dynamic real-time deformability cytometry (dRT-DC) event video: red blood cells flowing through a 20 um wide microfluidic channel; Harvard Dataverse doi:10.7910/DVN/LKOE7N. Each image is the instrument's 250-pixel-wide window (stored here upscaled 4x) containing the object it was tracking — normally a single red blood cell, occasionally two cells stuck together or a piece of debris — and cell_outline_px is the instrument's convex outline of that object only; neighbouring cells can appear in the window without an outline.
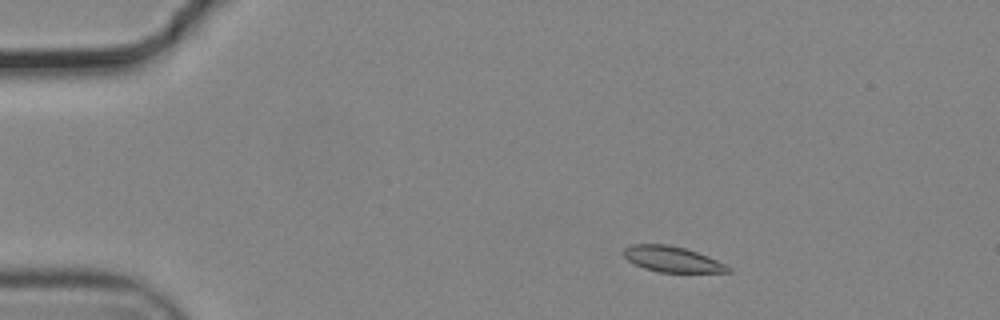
{"species": "common noctule bat (a hibernating species)", "species_latin": "Nyctalus noctula", "temperature_condition": "cold", "stored_images_in_passage": 53, "camera_frame_rate_fps": 3000, "um_per_image_px": 0.085, "animal": {"sex": "male", "body_mass_g": 19.2, "forearm_length_mm": 51.8}, "frame": {"image": 1, "passage_image": 7, "time_ms": 2.0, "image_size_px": [1000, 320], "cell_outline_px": [[732, 272], [660, 272], [644, 268], [628, 260], [624, 256], [624, 248], [632, 244], [668, 244], [684, 248], [708, 256], [732, 268]], "centroid_in_image_um": [57.14, 22.03], "position_along_channel_um": 27.9, "area_um2": 15.43}}
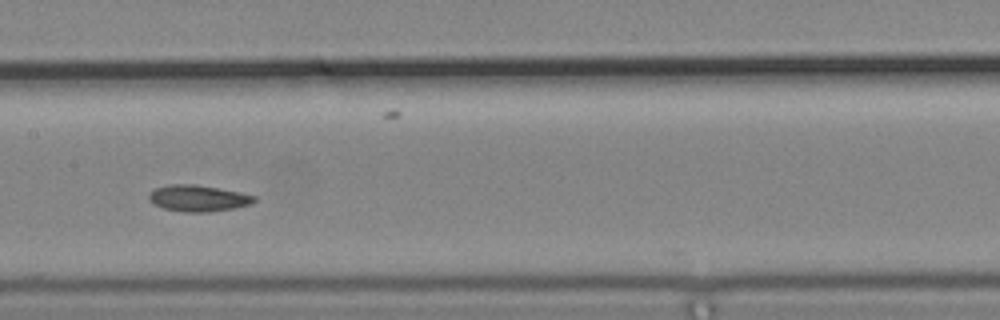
{"frame": {"image": 2, "passage_image": 26, "time_ms": 8.333, "image_size_px": [1000, 320], "cell_outline_px": [[256, 200], [252, 204], [236, 208], [208, 212], [184, 212], [164, 208], [152, 204], [148, 196], [156, 188], [168, 184], [192, 184], [240, 192], [256, 196]], "centroid_in_image_um": [16.86, 16.86], "position_along_channel_um": 190.5, "area_um2": 16.13}}
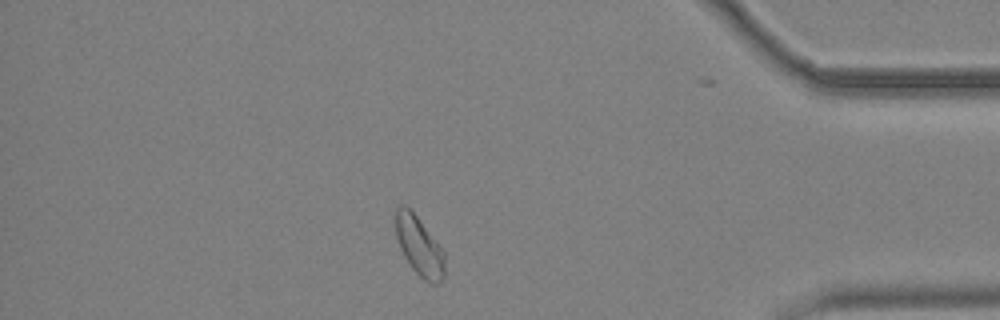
{"frame": {"image": 3, "passage_image": 46, "time_ms": 15.0, "image_size_px": [1000, 320], "cell_outline_px": [[444, 276], [440, 284], [428, 284], [412, 268], [404, 256], [400, 248], [396, 236], [396, 208], [400, 204], [404, 204], [416, 216], [440, 244], [444, 252]], "centroid_in_image_um": [35.65, 20.95], "position_along_channel_um": 399.5, "area_um2": 16.94}, "authors_computed_cell_mechanics": {"area_um2": 16.2418, "velocity_mm_per_s": 3.6728, "shape_relaxation_time_tau1_ms": 7.6893, "shape_relaxation_time_tau2_ms": 5.6211, "deformation_change_tau1": 0.1246, "deformation_change_tau2": 0.0851}}